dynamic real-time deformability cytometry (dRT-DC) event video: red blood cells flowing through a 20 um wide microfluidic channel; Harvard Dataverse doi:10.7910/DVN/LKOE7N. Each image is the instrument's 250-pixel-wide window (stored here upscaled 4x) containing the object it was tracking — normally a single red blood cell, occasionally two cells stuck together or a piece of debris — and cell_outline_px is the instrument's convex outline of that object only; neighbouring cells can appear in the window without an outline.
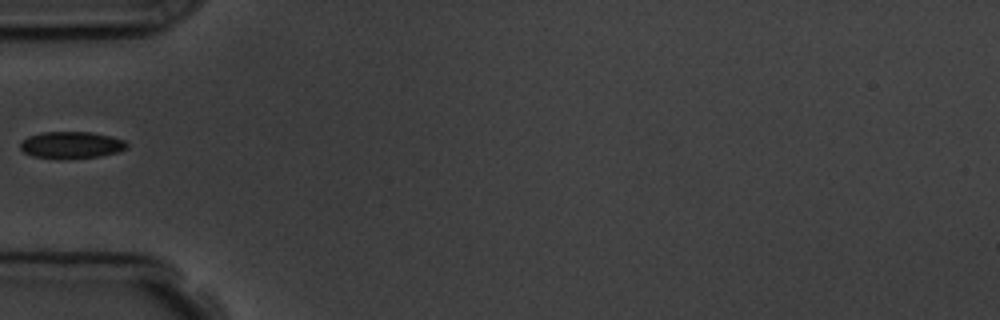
{"species": "common noctule bat (a hibernating species)", "species_latin": "Nyctalus noctula", "temperature_condition": "room temperature", "stored_images_in_passage": 3, "camera_frame_rate_fps": 3000, "um_per_image_px": 0.085, "animal": {"sex": "male", "body_mass_g": 19.5, "forearm_length_mm": 54.6}, "frame": {"image": 1, "passage_image": 1, "time_ms": 0.0, "image_size_px": [1000, 320], "cell_outline_px": [[128, 148], [116, 152], [100, 156], [32, 156], [24, 152], [20, 148], [20, 140], [28, 136], [40, 132], [92, 132], [112, 136], [124, 140], [128, 144]], "centroid_in_image_um": [6.07, 12.27], "position_along_channel_um": 78.9, "area_um2": 16.07}}